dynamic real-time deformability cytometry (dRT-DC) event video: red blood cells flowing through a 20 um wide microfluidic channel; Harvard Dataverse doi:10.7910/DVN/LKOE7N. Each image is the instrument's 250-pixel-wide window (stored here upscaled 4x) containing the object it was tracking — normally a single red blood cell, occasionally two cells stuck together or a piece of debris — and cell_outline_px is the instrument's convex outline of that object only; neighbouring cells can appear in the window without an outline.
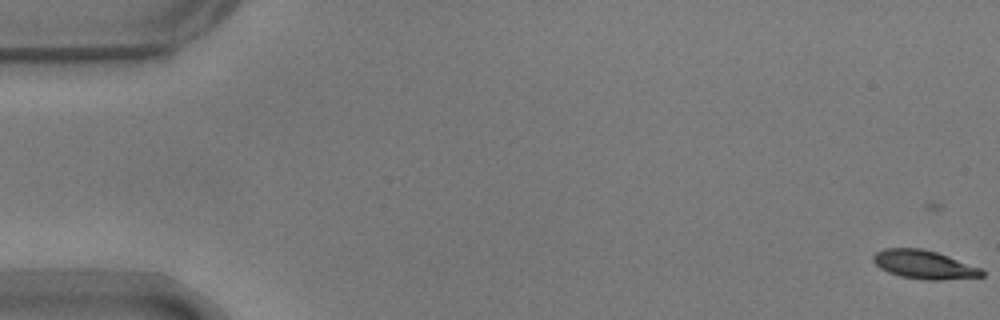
{"species": "common noctule bat (a hibernating species)", "species_latin": "Nyctalus noctula", "temperature_condition": "warm", "stored_images_in_passage": 46, "camera_frame_rate_fps": 3000, "um_per_image_px": 0.085, "animal": {"sex": "male", "body_mass_g": 17.9}, "frame": {"image": 1, "passage_image": 2, "time_ms": 0.333, "image_size_px": [1000, 320], "cell_outline_px": [[984, 276], [940, 280], [924, 280], [900, 276], [888, 272], [880, 268], [872, 260], [872, 256], [876, 252], [884, 248], [920, 248], [936, 252], [984, 268]], "centroid_in_image_um": [78.56, 22.49], "position_along_channel_um": 6.4, "area_um2": 18.21}}
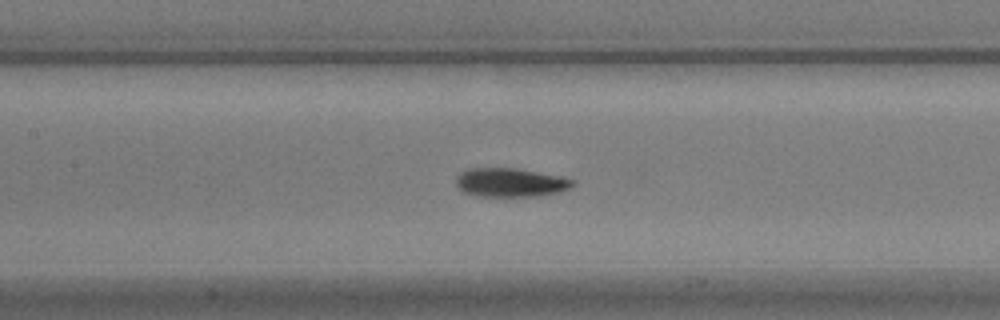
{"frame": {"image": 2, "passage_image": 27, "time_ms": 8.667, "image_size_px": [1000, 320], "cell_outline_px": [[576, 184], [572, 188], [560, 192], [540, 196], [476, 196], [464, 192], [456, 184], [456, 176], [460, 172], [468, 168], [516, 168], [576, 180]], "centroid_in_image_um": [43.4, 15.52], "position_along_channel_um": 164.0, "area_um2": 19.65}}
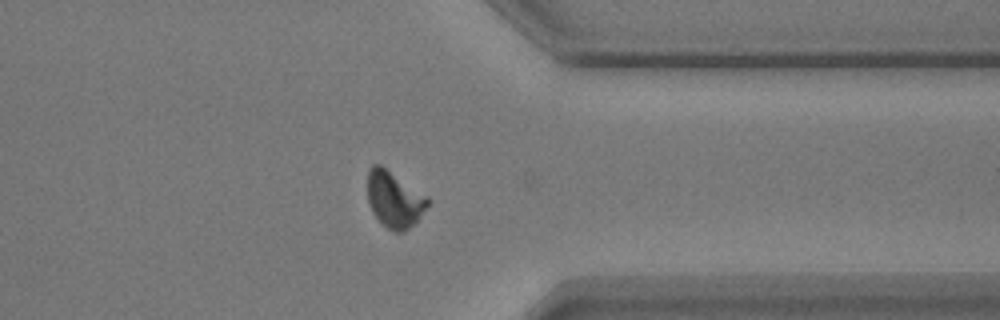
{"frame": {"image": 3, "passage_image": 45, "time_ms": 14.667, "image_size_px": [1000, 320], "cell_outline_px": [[432, 200], [416, 220], [404, 232], [392, 232], [372, 212], [368, 204], [368, 168], [372, 164], [380, 164], [428, 196]], "centroid_in_image_um": [33.51, 16.92], "position_along_channel_um": 377.9, "area_um2": 19.65}, "authors_computed_cell_mechanics": {"area_um2": 19.5075, "velocity_mm_per_s": 3.6726, "shape_relaxation_time_tau1_ms": 3.4151, "shape_relaxation_time_tau2_ms": 2.0448, "deformation_change_tau1": 0.1499, "deformation_change_tau2": 0.0555}}